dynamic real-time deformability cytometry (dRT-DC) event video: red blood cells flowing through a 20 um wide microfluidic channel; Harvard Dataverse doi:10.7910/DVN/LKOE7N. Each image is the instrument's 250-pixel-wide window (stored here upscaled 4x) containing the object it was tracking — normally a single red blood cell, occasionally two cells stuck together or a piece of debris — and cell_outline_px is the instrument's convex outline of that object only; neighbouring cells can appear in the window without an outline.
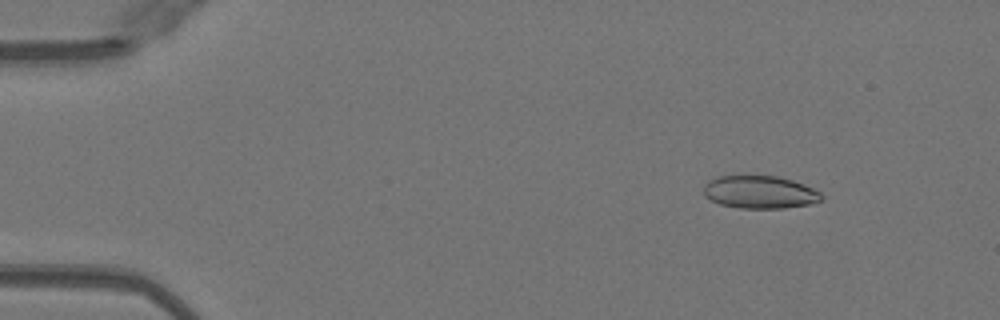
{"species": "Egyptian fruit bat (a non-hibernating species)", "species_latin": "Rousettus aegyptiacus", "temperature_condition": "warm", "stored_images_in_passage": 49, "camera_frame_rate_fps": 3000, "um_per_image_px": 0.085, "animal": {"sex": "female"}, "frame": {"image": 1, "passage_image": 5, "time_ms": 1.333, "image_size_px": [1000, 320], "cell_outline_px": [[824, 196], [820, 200], [812, 204], [784, 208], [740, 208], [720, 204], [704, 196], [704, 184], [708, 180], [716, 176], [736, 172], [776, 176], [792, 180], [804, 184], [820, 192]], "centroid_in_image_um": [64.53, 16.27], "position_along_channel_um": 20.5, "area_um2": 23.41}}
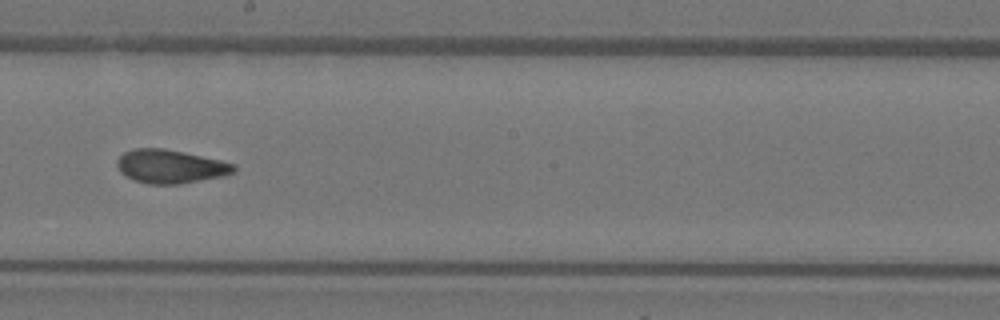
{"frame": {"image": 2, "passage_image": 28, "time_ms": 9.0, "image_size_px": [1000, 320], "cell_outline_px": [[236, 172], [224, 176], [180, 184], [148, 184], [136, 180], [120, 172], [116, 164], [116, 160], [124, 152], [132, 148], [164, 148], [184, 152], [220, 160], [236, 164]], "centroid_in_image_um": [14.5, 14.14], "position_along_channel_um": 233.7, "area_um2": 22.95}}
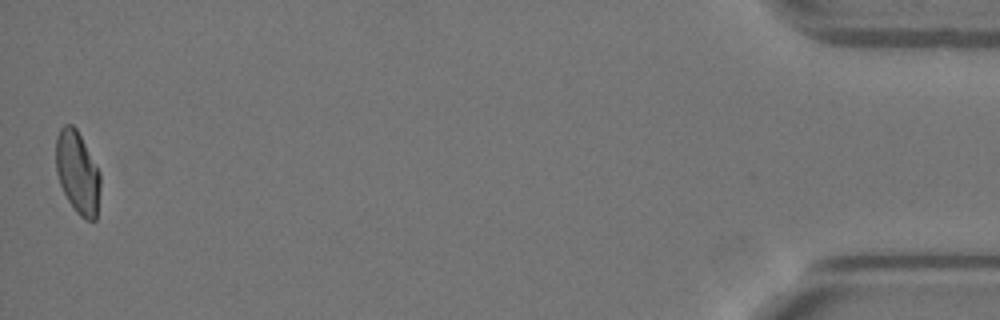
{"frame": {"image": 3, "passage_image": 49, "time_ms": 16.0, "image_size_px": [1000, 320], "cell_outline_px": [[100, 188], [96, 220], [84, 220], [76, 212], [68, 200], [60, 184], [56, 172], [56, 136], [60, 128], [64, 124], [72, 124], [76, 128], [100, 172]], "centroid_in_image_um": [6.59, 14.67], "position_along_channel_um": 428.6, "area_um2": 21.33}, "authors_computed_cell_mechanics": {"area_um2": 22.5998, "velocity_mm_per_s": 4.065, "shape_relaxation_time_tau1_ms": null, "shape_relaxation_time_tau2_ms": 1.3494, "deformation_change_tau1": null, "deformation_change_tau2": 0.0651}}